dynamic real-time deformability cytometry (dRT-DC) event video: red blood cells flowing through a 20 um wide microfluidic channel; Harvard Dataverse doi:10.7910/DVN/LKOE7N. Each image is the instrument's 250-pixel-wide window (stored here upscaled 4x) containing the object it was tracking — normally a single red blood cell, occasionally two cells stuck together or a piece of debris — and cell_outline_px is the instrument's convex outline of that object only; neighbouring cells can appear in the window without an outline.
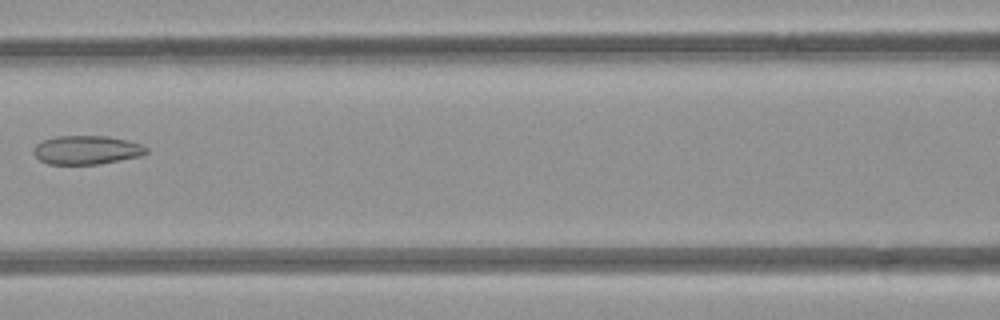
{"species": "common noctule bat (a hibernating species)", "species_latin": "Nyctalus noctula", "temperature_condition": "room temperature", "stored_images_in_passage": 7, "camera_frame_rate_fps": 3000, "um_per_image_px": 0.085, "animal": {"sex": "female", "body_mass_g": 21.9}, "frame": {"image": 1, "passage_image": 7, "time_ms": 7.0, "image_size_px": [1000, 320], "cell_outline_px": [[148, 152], [140, 156], [120, 160], [96, 164], [48, 164], [40, 160], [32, 152], [32, 148], [36, 144], [44, 140], [56, 136], [108, 136], [128, 140], [140, 144], [148, 148]], "centroid_in_image_um": [7.35, 12.74], "position_along_channel_um": 159.2, "area_um2": 18.9}}